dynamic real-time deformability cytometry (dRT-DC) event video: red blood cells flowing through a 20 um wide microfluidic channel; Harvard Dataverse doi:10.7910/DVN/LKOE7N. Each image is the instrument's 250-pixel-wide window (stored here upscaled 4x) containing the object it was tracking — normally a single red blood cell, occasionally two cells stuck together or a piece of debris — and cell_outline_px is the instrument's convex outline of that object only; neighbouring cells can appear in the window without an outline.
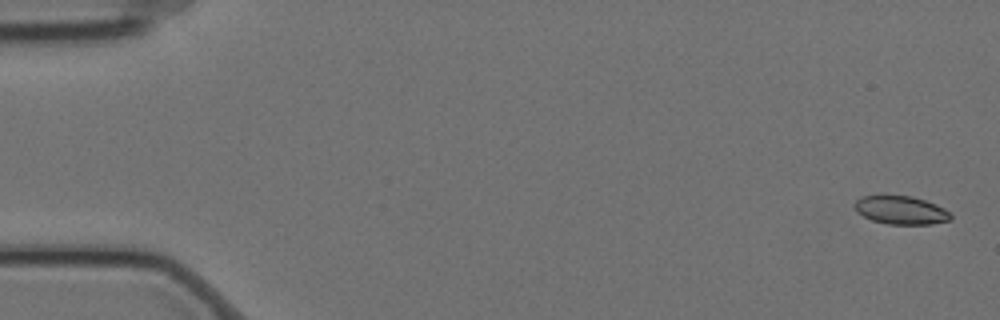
{"species": "Egyptian fruit bat (a non-hibernating species)", "species_latin": "Rousettus aegyptiacus", "temperature_condition": "cold", "stored_images_in_passage": 6, "camera_frame_rate_fps": 3000, "um_per_image_px": 0.085, "animal": {"sex": "female"}, "frame": {"image": 1, "passage_image": 1, "time_ms": 0.0, "image_size_px": [1000, 320], "cell_outline_px": [[952, 220], [932, 224], [888, 224], [872, 220], [856, 212], [852, 204], [860, 196], [880, 192], [912, 196], [936, 204], [944, 208], [952, 216]], "centroid_in_image_um": [76.5, 17.81], "position_along_channel_um": 8.5, "area_um2": 16.65}}
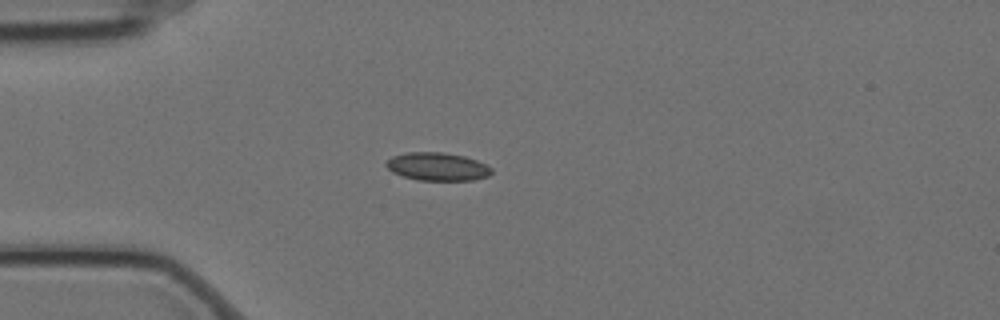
{"frame": {"image": 2, "passage_image": 5, "time_ms": 1.333, "image_size_px": [1000, 320], "cell_outline_px": [[492, 172], [488, 176], [472, 180], [416, 180], [392, 172], [384, 164], [392, 156], [408, 152], [444, 152], [464, 156], [476, 160], [492, 168]], "centroid_in_image_um": [37.17, 14.16], "position_along_channel_um": 47.8, "area_um2": 17.17}}